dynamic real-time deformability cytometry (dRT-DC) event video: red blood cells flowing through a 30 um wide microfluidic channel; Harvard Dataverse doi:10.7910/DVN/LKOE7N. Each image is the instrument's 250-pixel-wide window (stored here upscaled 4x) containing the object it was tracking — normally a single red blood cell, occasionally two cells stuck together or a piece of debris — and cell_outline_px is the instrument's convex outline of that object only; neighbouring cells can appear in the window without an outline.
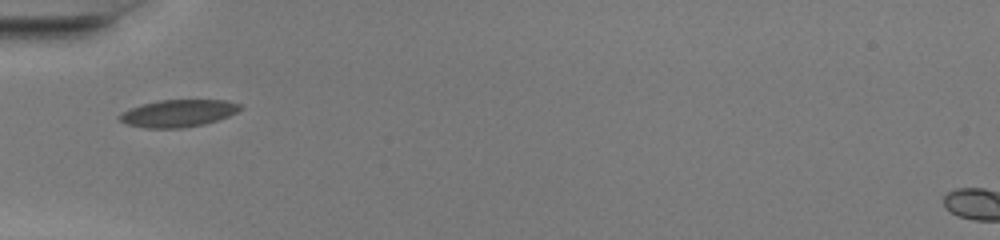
{"species": "common noctule bat (a hibernating species)", "species_latin": "Nyctalus noctula", "temperature_condition": "warm", "stored_images_in_passage": 26, "camera_frame_rate_fps": 3000, "um_per_image_px": 0.085, "animal": {"sex": "female", "body_mass_g": 20.0, "forearm_length_mm": 54.0}, "frame": {"image": 1, "passage_image": 1, "time_ms": 0.0, "image_size_px": [1000, 240], "cell_outline_px": [[244, 108], [228, 116], [204, 124], [184, 128], [144, 128], [124, 124], [116, 116], [120, 112], [144, 104], [160, 100], [228, 100], [240, 104]], "centroid_in_image_um": [15.13, 9.63], "position_along_channel_um": 69.9, "area_um2": 19.25}}
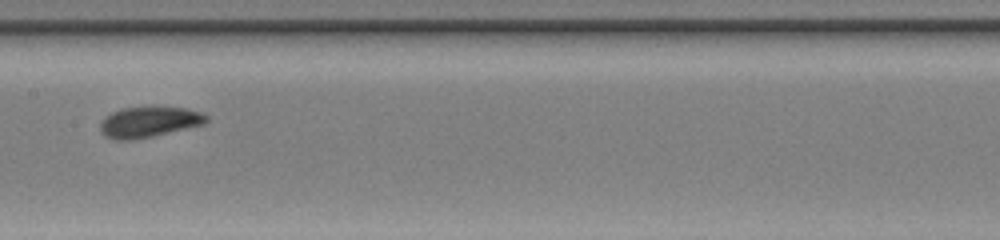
{"frame": {"image": 2, "passage_image": 10, "time_ms": 3.0, "image_size_px": [1000, 240], "cell_outline_px": [[208, 120], [204, 124], [152, 136], [132, 140], [116, 140], [104, 136], [100, 132], [100, 124], [104, 116], [120, 108], [184, 108], [200, 112], [208, 116]], "centroid_in_image_um": [12.61, 10.38], "position_along_channel_um": 194.8, "area_um2": 18.67}}
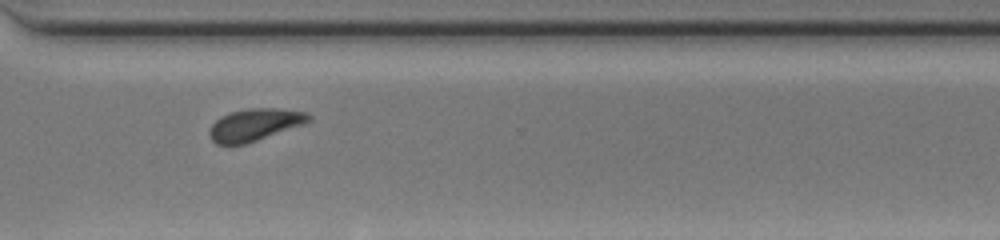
{"frame": {"image": 3, "passage_image": 21, "time_ms": 6.667, "image_size_px": [1000, 240], "cell_outline_px": [[312, 120], [304, 124], [244, 144], [216, 144], [208, 136], [208, 128], [220, 116], [232, 112], [248, 108], [280, 108], [308, 112], [312, 116]], "centroid_in_image_um": [21.65, 10.58], "position_along_channel_um": 348.9, "area_um2": 18.67}, "authors_computed_cell_mechanics": {"area_um2": 18.6694, "velocity_mm_per_s": 4.2062, "shape_relaxation_time_tau1_ms": 3.0531, "shape_relaxation_time_tau2_ms": 0.9741, "deformation_change_tau1": 0.1187, "deformation_change_tau2": 0.0676}}